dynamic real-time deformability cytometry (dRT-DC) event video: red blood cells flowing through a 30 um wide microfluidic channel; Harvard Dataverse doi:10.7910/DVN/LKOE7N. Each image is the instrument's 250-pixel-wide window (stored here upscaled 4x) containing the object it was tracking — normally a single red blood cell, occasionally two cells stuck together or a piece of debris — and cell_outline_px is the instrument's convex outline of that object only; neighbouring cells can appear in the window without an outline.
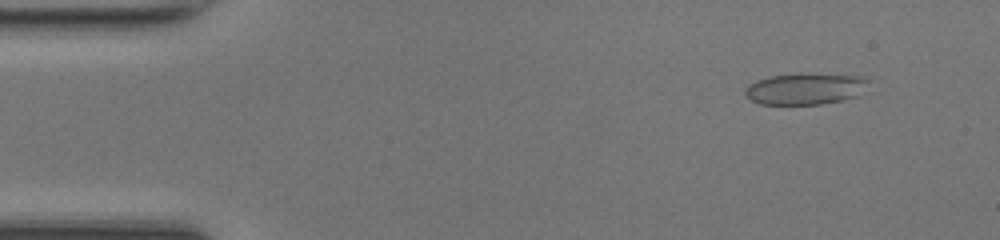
{"species": "common noctule bat (a hibernating species)", "species_latin": "Nyctalus noctula", "temperature_condition": "room temperature", "stored_images_in_passage": 48, "camera_frame_rate_fps": 3000, "um_per_image_px": 0.085, "animal": {"sex": "female", "body_mass_g": 17.0, "forearm_length_mm": 48.0}, "frame": {"image": 1, "passage_image": 4, "time_ms": 1.0, "image_size_px": [1000, 240], "cell_outline_px": [[868, 80], [856, 96], [840, 100], [820, 104], [760, 104], [744, 96], [744, 92], [748, 84], [756, 80], [772, 76], [860, 76]], "centroid_in_image_um": [68.32, 7.6], "position_along_channel_um": 16.7, "area_um2": 21.21}}
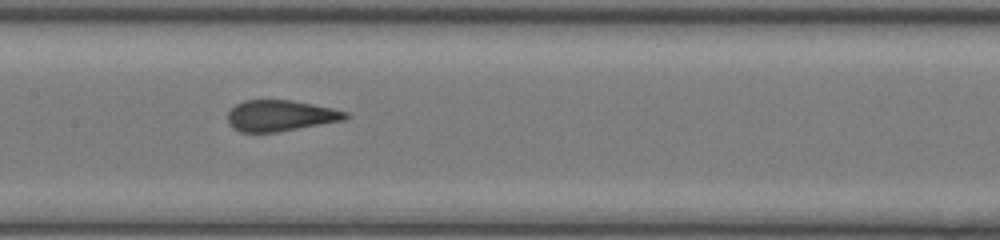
{"frame": {"image": 2, "passage_image": 23, "time_ms": 7.333, "image_size_px": [1000, 240], "cell_outline_px": [[352, 116], [344, 120], [276, 132], [240, 132], [232, 128], [228, 124], [228, 112], [236, 104], [244, 100], [292, 100], [332, 108], [348, 112]], "centroid_in_image_um": [23.83, 9.83], "position_along_channel_um": 183.6, "area_um2": 21.33}}
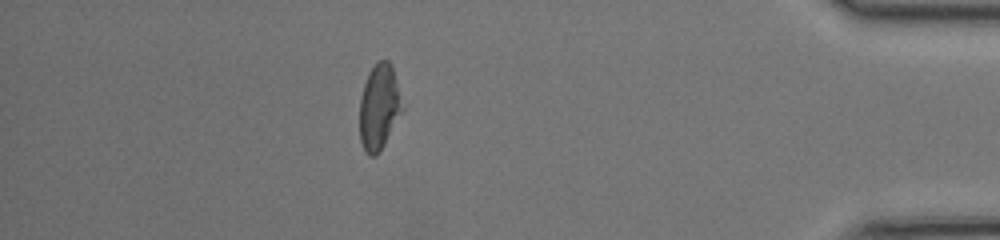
{"frame": {"image": 3, "passage_image": 42, "time_ms": 13.667, "image_size_px": [1000, 240], "cell_outline_px": [[404, 108], [380, 152], [376, 156], [368, 156], [360, 140], [360, 96], [368, 72], [376, 60], [388, 60], [392, 64]], "centroid_in_image_um": [32.23, 9.07], "position_along_channel_um": 403.0, "area_um2": 21.44}, "authors_computed_cell_mechanics": {"area_um2": 21.8484, "velocity_mm_per_s": 4.2364, "shape_relaxation_time_tau1_ms": 10.0427, "shape_relaxation_time_tau2_ms": null, "deformation_change_tau1": 0.2628, "deformation_change_tau2": null}}